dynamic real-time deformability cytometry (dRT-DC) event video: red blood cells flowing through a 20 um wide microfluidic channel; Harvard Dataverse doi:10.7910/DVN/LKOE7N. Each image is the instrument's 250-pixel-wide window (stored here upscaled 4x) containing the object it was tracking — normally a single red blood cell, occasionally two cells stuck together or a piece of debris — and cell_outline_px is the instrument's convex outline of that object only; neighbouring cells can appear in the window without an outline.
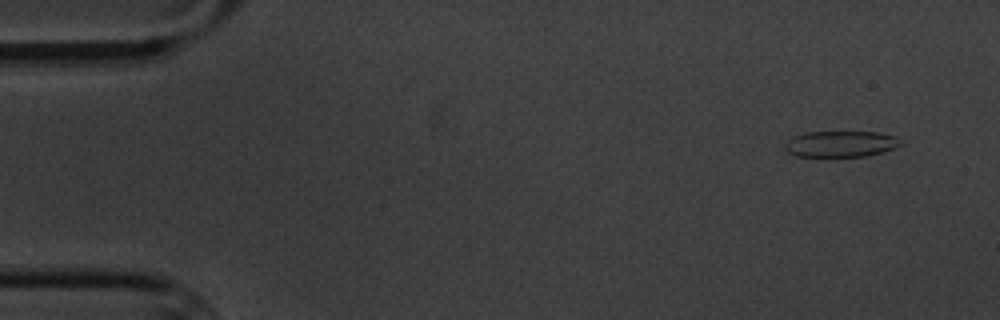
{"species": "common noctule bat (a hibernating species)", "species_latin": "Nyctalus noctula", "temperature_condition": "cold", "stored_images_in_passage": 4, "camera_frame_rate_fps": 3000, "um_per_image_px": 0.085, "animal": {"sex": "male", "body_mass_g": 20.1, "forearm_length_mm": 53.5}, "frame": {"image": 1, "passage_image": 1, "time_ms": 0.0, "image_size_px": [1000, 320], "cell_outline_px": [[900, 144], [896, 148], [884, 152], [868, 156], [796, 156], [788, 152], [784, 148], [784, 144], [788, 140], [796, 136], [808, 132], [880, 132], [896, 136]], "centroid_in_image_um": [71.48, 12.24], "position_along_channel_um": 13.5, "area_um2": 17.51}}